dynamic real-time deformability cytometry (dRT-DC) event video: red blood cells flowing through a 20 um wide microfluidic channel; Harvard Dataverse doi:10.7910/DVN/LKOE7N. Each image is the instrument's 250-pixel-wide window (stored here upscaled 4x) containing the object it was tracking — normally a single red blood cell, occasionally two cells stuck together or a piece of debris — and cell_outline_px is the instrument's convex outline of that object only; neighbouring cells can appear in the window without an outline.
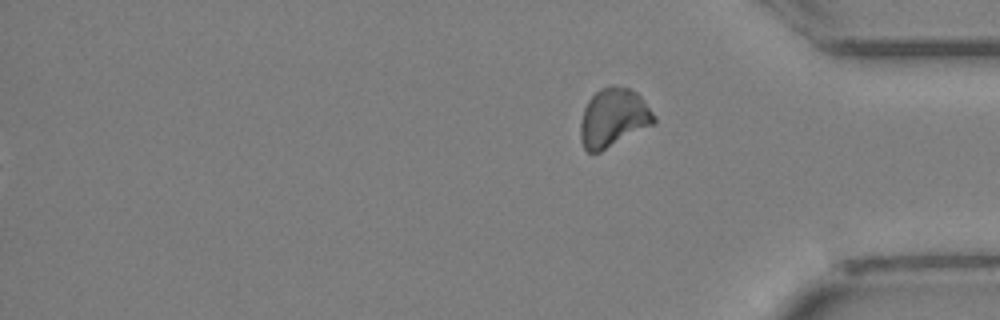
{"species": "Egyptian fruit bat (a non-hibernating species)", "species_latin": "Rousettus aegyptiacus", "temperature_condition": "cold", "stored_images_in_passage": 31, "segment_of_instrument_passage": [2, 2], "camera_frame_rate_fps": 3000, "um_per_image_px": 0.085, "animal": {"sex": "female"}, "frame": {"image": 1, "passage_image": 31, "time_ms": 10.0, "image_size_px": [1000, 320], "cell_outline_px": [[656, 124], [600, 152], [588, 152], [584, 148], [580, 140], [580, 124], [584, 108], [588, 100], [600, 88], [612, 84], [616, 84], [628, 88], [636, 92], [640, 96], [656, 116]], "centroid_in_image_um": [52.15, 10.01], "position_along_channel_um": 383.1, "area_um2": 25.49}}